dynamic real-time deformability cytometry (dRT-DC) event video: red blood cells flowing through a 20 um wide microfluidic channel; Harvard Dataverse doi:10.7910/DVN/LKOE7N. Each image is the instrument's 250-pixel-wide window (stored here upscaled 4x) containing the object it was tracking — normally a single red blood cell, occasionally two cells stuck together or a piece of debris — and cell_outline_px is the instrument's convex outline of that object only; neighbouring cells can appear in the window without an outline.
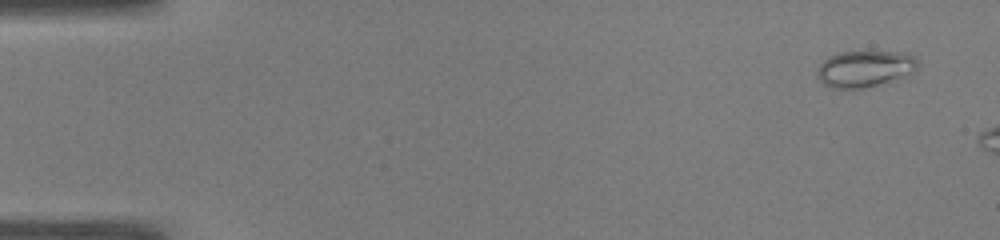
{"species": "common noctule bat (a hibernating species)", "species_latin": "Nyctalus noctula", "temperature_condition": "warm", "stored_images_in_passage": 45, "camera_frame_rate_fps": 3000, "um_per_image_px": 0.085, "animal": {"sex": "male", "body_mass_g": 19.0, "forearm_length_mm": 50.8}, "frame": {"image": 1, "passage_image": 1, "time_ms": 0.0, "image_size_px": [1000, 240], "cell_outline_px": [[920, 64], [916, 72], [908, 76], [860, 88], [832, 88], [824, 84], [816, 76], [816, 72], [820, 64], [828, 56], [840, 52], [908, 52], [916, 56]], "centroid_in_image_um": [73.57, 5.82], "position_along_channel_um": 11.4, "area_um2": 21.56}}
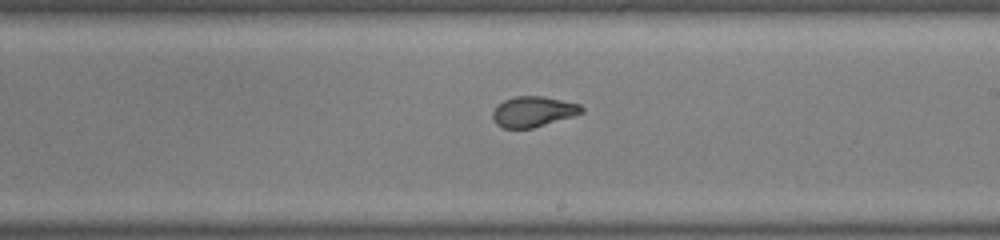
{"frame": {"image": 2, "passage_image": 28, "time_ms": 9.0, "image_size_px": [1000, 240], "cell_outline_px": [[584, 112], [572, 116], [532, 128], [504, 128], [496, 124], [492, 116], [492, 112], [496, 104], [504, 100], [516, 96], [544, 96], [580, 104], [584, 108]], "centroid_in_image_um": [45.3, 9.47], "position_along_channel_um": 243.7, "area_um2": 15.78}}
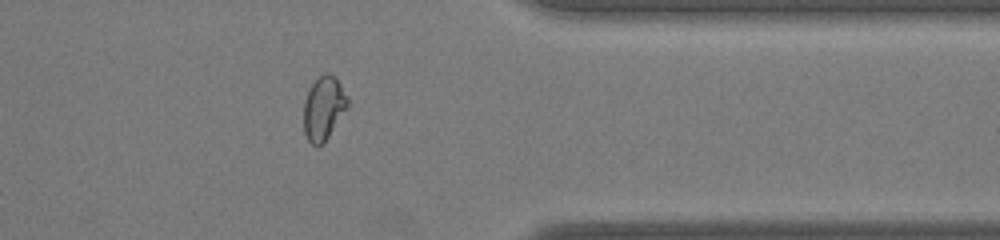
{"frame": {"image": 3, "passage_image": 39, "time_ms": 12.667, "image_size_px": [1000, 240], "cell_outline_px": [[348, 104], [328, 136], [316, 148], [308, 140], [304, 132], [304, 104], [308, 88], [324, 72], [328, 72], [336, 76], [348, 96]], "centroid_in_image_um": [27.49, 9.14], "position_along_channel_um": 383.9, "area_um2": 16.07}}